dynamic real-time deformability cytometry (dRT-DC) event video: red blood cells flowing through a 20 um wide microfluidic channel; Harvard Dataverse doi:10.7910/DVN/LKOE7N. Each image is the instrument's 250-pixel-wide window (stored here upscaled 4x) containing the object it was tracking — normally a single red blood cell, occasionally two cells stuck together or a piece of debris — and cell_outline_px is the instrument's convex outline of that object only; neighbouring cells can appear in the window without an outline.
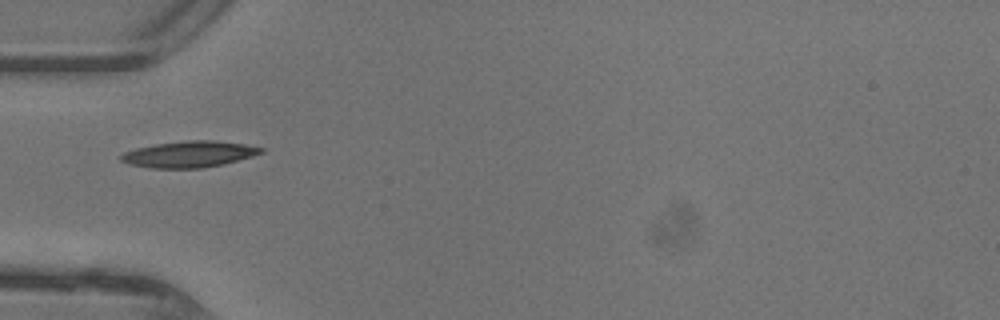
{"species": "common noctule bat (a hibernating species)", "species_latin": "Nyctalus noctula", "temperature_condition": "warm", "stored_images_in_passage": 32, "camera_frame_rate_fps": 3000, "um_per_image_px": 0.085, "animal": {"sex": "female"}, "frame": {"image": 1, "passage_image": 1, "time_ms": 0.0, "image_size_px": [1000, 320], "cell_outline_px": [[264, 152], [252, 156], [224, 164], [200, 168], [152, 168], [128, 164], [120, 160], [120, 156], [124, 152], [136, 148], [156, 144], [188, 140], [212, 140], [244, 144], [264, 148]], "centroid_in_image_um": [16.07, 13.11], "position_along_channel_um": 68.9, "area_um2": 21.33}}
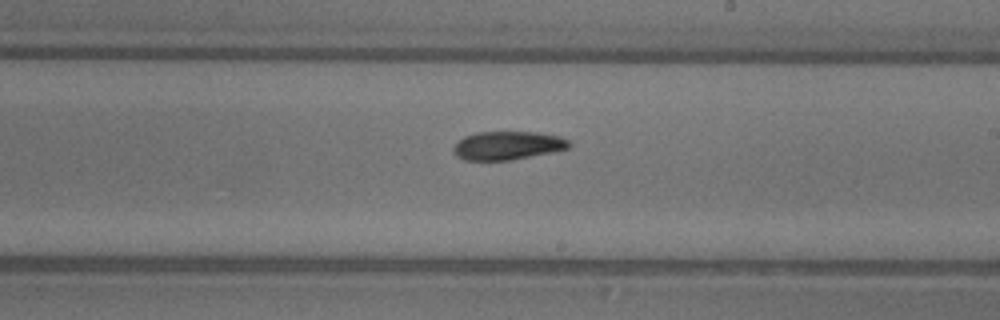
{"frame": {"image": 2, "passage_image": 13, "time_ms": 4.0, "image_size_px": [1000, 320], "cell_outline_px": [[572, 144], [568, 148], [552, 152], [512, 160], [464, 160], [456, 156], [452, 152], [452, 148], [456, 140], [464, 136], [476, 132], [540, 132], [560, 136], [568, 140]], "centroid_in_image_um": [43.11, 12.36], "position_along_channel_um": 245.9, "area_um2": 19.48}}
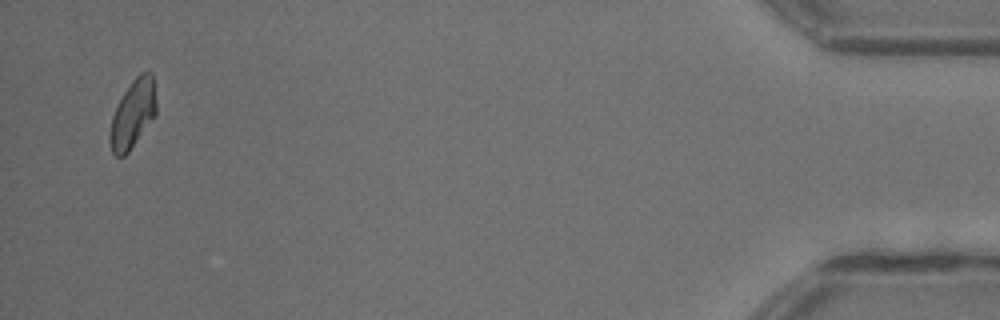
{"frame": {"image": 3, "passage_image": 31, "time_ms": 10.0, "image_size_px": [1000, 320], "cell_outline_px": [[156, 116], [128, 152], [124, 156], [116, 156], [112, 152], [108, 140], [112, 116], [124, 92], [132, 80], [140, 72], [152, 72], [156, 100]], "centroid_in_image_um": [11.3, 9.69], "position_along_channel_um": 423.9, "area_um2": 18.44}, "authors_computed_cell_mechanics": {"area_um2": 19.5075, "velocity_mm_per_s": 4.4166, "shape_relaxation_time_tau1_ms": 4.3164, "shape_relaxation_time_tau2_ms": 10.9885, "deformation_change_tau1": 0.1464, "deformation_change_tau2": 0.2054}}